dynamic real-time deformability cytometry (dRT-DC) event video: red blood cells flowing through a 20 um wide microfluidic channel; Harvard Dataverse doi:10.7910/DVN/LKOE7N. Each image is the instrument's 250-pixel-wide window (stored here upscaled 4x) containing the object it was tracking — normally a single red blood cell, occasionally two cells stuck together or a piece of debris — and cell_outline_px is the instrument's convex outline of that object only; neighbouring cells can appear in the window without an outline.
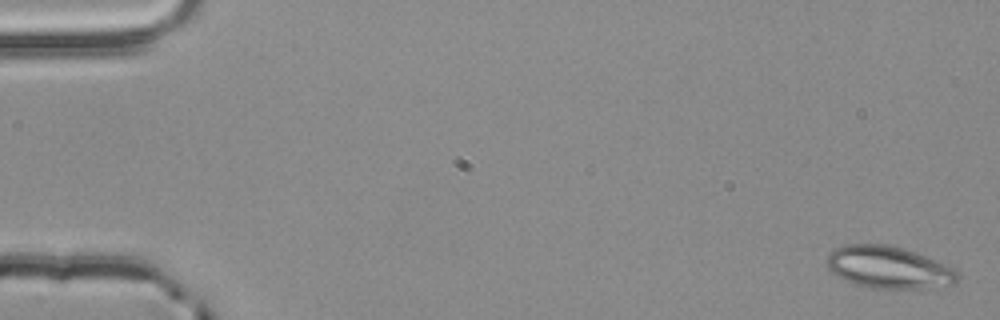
{"species": "common noctule bat (a hibernating species)", "species_latin": "Nyctalus noctula", "temperature_condition": "room temperature", "stored_images_in_passage": 3, "camera_frame_rate_fps": 3000, "um_per_image_px": 0.085, "animal": {"sex": "male", "body_mass_g": 20.4}, "frame": {"image": 1, "passage_image": 1, "time_ms": 0.0, "image_size_px": [1000, 320], "cell_outline_px": [[960, 276], [956, 284], [928, 288], [872, 288], [856, 284], [832, 272], [828, 268], [824, 260], [832, 248], [844, 244], [888, 244], [904, 248], [916, 252], [936, 260], [952, 268]], "centroid_in_image_um": [75.52, 22.7], "position_along_channel_um": 9.5, "area_um2": 32.25}}